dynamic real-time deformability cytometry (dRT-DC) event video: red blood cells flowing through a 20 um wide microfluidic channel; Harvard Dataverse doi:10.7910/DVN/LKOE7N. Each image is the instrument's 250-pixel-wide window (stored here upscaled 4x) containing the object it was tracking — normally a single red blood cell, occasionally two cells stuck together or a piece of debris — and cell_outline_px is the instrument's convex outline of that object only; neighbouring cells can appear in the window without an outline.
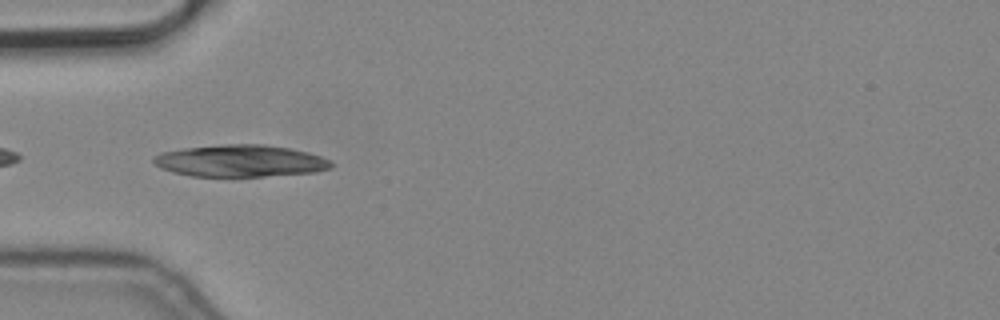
{"species": "common noctule bat (a hibernating species)", "species_latin": "Nyctalus noctula", "temperature_condition": "cold", "stored_images_in_passage": 5, "camera_frame_rate_fps": 3000, "um_per_image_px": 0.085, "animal": {"sex": "male", "body_mass_g": 19.2, "forearm_length_mm": 51.8}, "frame": {"image": 1, "passage_image": 4, "time_ms": 1.0, "image_size_px": [1000, 320], "cell_outline_px": [[332, 168], [316, 172], [264, 176], [192, 176], [172, 172], [160, 168], [152, 160], [152, 156], [160, 152], [184, 148], [224, 144], [264, 144], [288, 148], [308, 152], [320, 156], [328, 160], [332, 164]], "centroid_in_image_um": [20.39, 13.67], "position_along_channel_um": 64.6, "area_um2": 33.06}}
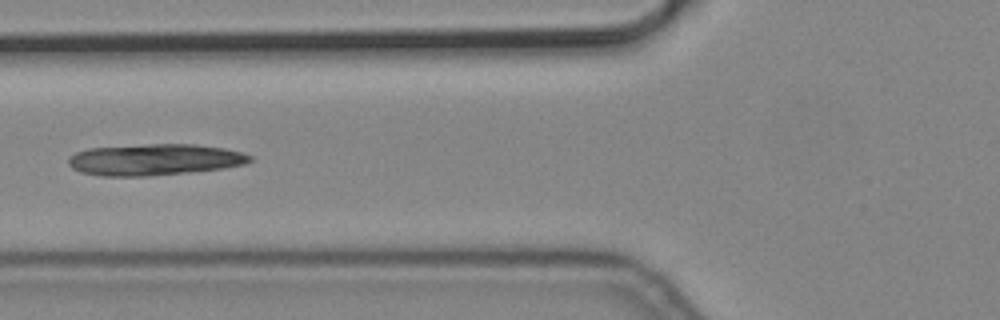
{"frame": {"image": 2, "passage_image": 5, "time_ms": 1.333, "image_size_px": [1000, 320], "cell_outline_px": [[252, 160], [244, 164], [224, 168], [188, 172], [144, 176], [100, 176], [80, 172], [72, 168], [68, 164], [68, 160], [76, 152], [88, 148], [148, 144], [196, 144], [224, 148], [244, 152], [252, 156]], "centroid_in_image_um": [13.15, 13.56], "position_along_channel_um": 112.7, "area_um2": 33.23}}